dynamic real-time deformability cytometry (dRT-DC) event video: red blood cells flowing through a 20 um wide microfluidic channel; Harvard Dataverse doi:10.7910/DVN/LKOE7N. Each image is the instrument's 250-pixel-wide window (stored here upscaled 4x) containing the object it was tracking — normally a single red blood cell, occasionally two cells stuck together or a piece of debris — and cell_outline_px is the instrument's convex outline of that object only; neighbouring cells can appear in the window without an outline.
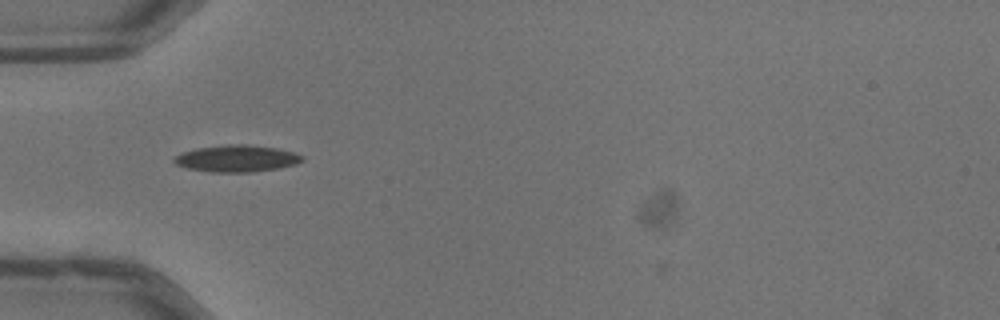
{"species": "common noctule bat (a hibernating species)", "species_latin": "Nyctalus noctula", "temperature_condition": "warm", "stored_images_in_passage": 40, "camera_frame_rate_fps": 3000, "um_per_image_px": 0.085, "animal": {"sex": "male", "body_mass_g": 13.3}, "frame": {"image": 1, "passage_image": 5, "time_ms": 1.333, "image_size_px": [1000, 320], "cell_outline_px": [[304, 160], [296, 164], [280, 168], [252, 172], [212, 172], [188, 168], [176, 164], [172, 160], [180, 152], [196, 148], [228, 144], [248, 144], [276, 148], [296, 152], [304, 156]], "centroid_in_image_um": [20.15, 13.46], "position_along_channel_um": 64.9, "area_um2": 20.17}}
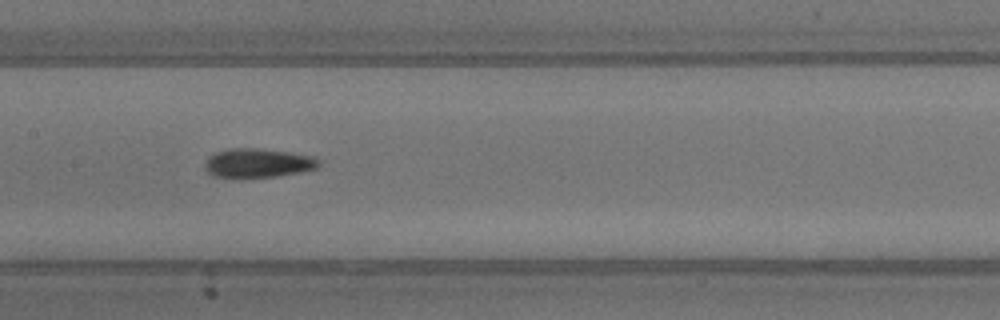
{"frame": {"image": 2, "passage_image": 14, "time_ms": 4.333, "image_size_px": [1000, 320], "cell_outline_px": [[320, 164], [316, 168], [300, 172], [276, 176], [212, 176], [204, 168], [204, 160], [208, 156], [216, 152], [228, 148], [260, 148], [288, 152], [312, 156], [320, 160]], "centroid_in_image_um": [21.89, 13.83], "position_along_channel_um": 185.5, "area_um2": 19.07}}
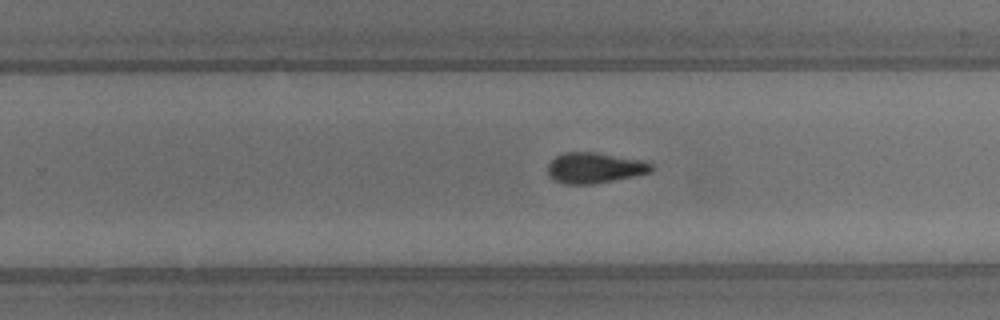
{"frame": {"image": 3, "passage_image": 21, "time_ms": 6.667, "image_size_px": [1000, 320], "cell_outline_px": [[652, 172], [636, 176], [592, 184], [564, 184], [548, 176], [548, 164], [556, 156], [564, 152], [596, 152], [640, 160], [652, 164]], "centroid_in_image_um": [50.53, 14.27], "position_along_channel_um": 279.3, "area_um2": 18.44}, "authors_computed_cell_mechanics": {"area_um2": 18.4382, "velocity_mm_per_s": 4.0409, "shape_relaxation_time_tau1_ms": 5.5181, "shape_relaxation_time_tau2_ms": 3.4411, "deformation_change_tau1": 0.1717, "deformation_change_tau2": 0.1084}}